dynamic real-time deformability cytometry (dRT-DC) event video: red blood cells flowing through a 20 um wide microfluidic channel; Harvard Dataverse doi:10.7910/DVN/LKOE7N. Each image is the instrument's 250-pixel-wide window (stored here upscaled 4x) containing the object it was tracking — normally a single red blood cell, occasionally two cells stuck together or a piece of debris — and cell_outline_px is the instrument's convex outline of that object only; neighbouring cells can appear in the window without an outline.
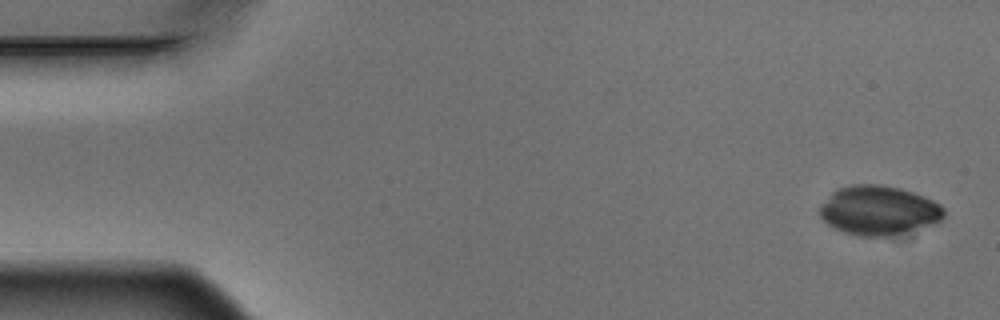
{"species": "Egyptian fruit bat (a non-hibernating species)", "species_latin": "Rousettus aegyptiacus", "temperature_condition": "warm", "stored_images_in_passage": 5, "camera_frame_rate_fps": 3000, "um_per_image_px": 0.085, "animal": {"sex": "male"}, "frame": {"image": 1, "passage_image": 1, "time_ms": 0.0, "image_size_px": [1000, 320], "cell_outline_px": [[944, 216], [940, 220], [932, 224], [884, 236], [860, 236], [844, 232], [828, 224], [820, 216], [820, 208], [832, 192], [836, 188], [852, 184], [880, 184], [900, 188], [924, 196], [940, 204], [944, 208]], "centroid_in_image_um": [74.67, 17.85], "position_along_channel_um": 10.3, "area_um2": 35.14}}